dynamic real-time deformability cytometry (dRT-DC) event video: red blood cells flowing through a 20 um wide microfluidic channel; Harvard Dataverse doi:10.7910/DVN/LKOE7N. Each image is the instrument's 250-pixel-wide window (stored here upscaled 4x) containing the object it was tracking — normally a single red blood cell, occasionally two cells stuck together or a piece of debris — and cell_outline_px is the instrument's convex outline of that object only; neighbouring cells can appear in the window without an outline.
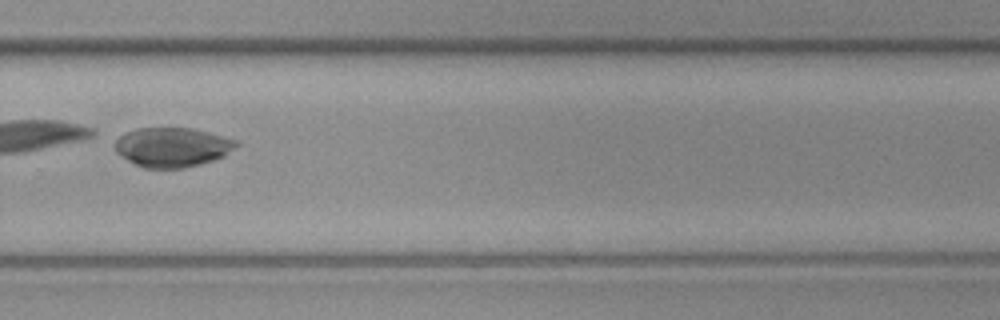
{"species": "common noctule bat (a hibernating species)", "species_latin": "Nyctalus noctula", "temperature_condition": "cold", "stored_images_in_passage": 31, "camera_frame_rate_fps": 3000, "um_per_image_px": 0.085, "animal": {"sex": "female", "body_mass_g": 19.3, "forearm_length_mm": 54.1}, "frame": {"image": 1, "passage_image": 22, "time_ms": 7.0, "image_size_px": [1000, 320], "cell_outline_px": [[240, 144], [224, 156], [200, 164], [184, 168], [144, 168], [128, 160], [116, 152], [116, 140], [124, 132], [136, 128], [192, 128], [208, 132], [236, 140]], "centroid_in_image_um": [14.65, 12.5], "position_along_channel_um": 315.2, "area_um2": 27.74}}